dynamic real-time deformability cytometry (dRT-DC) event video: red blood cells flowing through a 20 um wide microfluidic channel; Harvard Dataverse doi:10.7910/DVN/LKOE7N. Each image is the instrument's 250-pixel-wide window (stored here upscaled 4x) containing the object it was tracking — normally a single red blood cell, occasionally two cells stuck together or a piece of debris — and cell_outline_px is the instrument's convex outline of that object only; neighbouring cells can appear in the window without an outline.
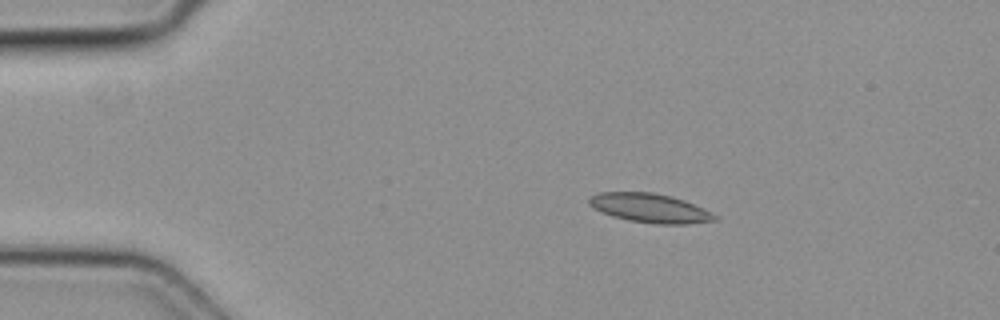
{"species": "common noctule bat (a hibernating species)", "species_latin": "Nyctalus noctula", "temperature_condition": "cold", "stored_images_in_passage": 3, "camera_frame_rate_fps": 3000, "um_per_image_px": 0.085, "animal": {"sex": "female", "body_mass_g": 19.3, "forearm_length_mm": 54.1}, "frame": {"image": 1, "passage_image": 3, "time_ms": 0.667, "image_size_px": [1000, 320], "cell_outline_px": [[720, 220], [688, 224], [656, 224], [628, 220], [612, 216], [600, 212], [592, 208], [588, 204], [588, 196], [596, 192], [652, 192], [684, 200], [704, 208], [720, 216]], "centroid_in_image_um": [55.24, 17.69], "position_along_channel_um": 29.8, "area_um2": 21.68}}